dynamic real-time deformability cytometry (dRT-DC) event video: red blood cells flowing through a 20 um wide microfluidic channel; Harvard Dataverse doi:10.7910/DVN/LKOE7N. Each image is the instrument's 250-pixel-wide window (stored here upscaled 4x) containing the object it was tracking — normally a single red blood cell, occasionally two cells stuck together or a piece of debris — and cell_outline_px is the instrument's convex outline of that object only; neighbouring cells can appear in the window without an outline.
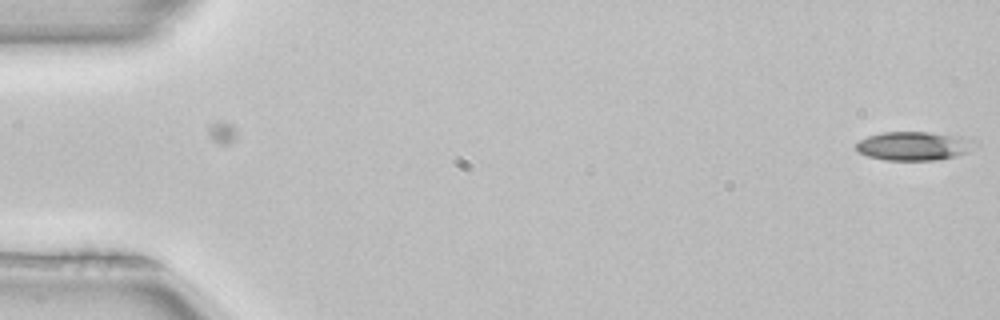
{"species": "common noctule bat (a hibernating species)", "species_latin": "Nyctalus noctula", "temperature_condition": "room temperature", "stored_images_in_passage": 6, "camera_frame_rate_fps": 3000, "um_per_image_px": 0.085, "animal": {"sex": "female", "body_mass_g": 22.7, "forearm_length_mm": 54.2}, "frame": {"image": 1, "passage_image": 6, "time_ms": 1.667, "image_size_px": [1000, 320], "cell_outline_px": [[980, 144], [968, 152], [956, 156], [940, 160], [884, 160], [868, 156], [856, 152], [856, 144], [860, 140], [868, 136], [884, 132], [928, 132], [956, 136], [972, 140]], "centroid_in_image_um": [77.69, 12.42], "position_along_channel_um": 7.3, "area_um2": 20.0}}